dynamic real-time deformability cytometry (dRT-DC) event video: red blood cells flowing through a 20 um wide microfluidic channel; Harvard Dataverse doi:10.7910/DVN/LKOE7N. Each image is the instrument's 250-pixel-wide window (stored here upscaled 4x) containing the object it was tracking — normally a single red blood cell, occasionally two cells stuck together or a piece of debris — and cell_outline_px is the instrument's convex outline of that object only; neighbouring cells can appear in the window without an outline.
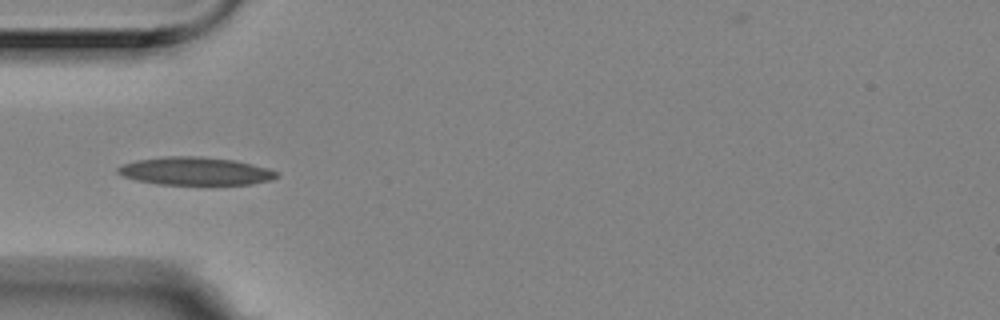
{"species": "Egyptian fruit bat (a non-hibernating species)", "species_latin": "Rousettus aegyptiacus", "temperature_condition": "room temperature", "stored_images_in_passage": 12, "camera_frame_rate_fps": 3000, "um_per_image_px": 0.085, "animal": {"sex": "female"}, "frame": {"image": 1, "passage_image": 2, "time_ms": 0.333, "image_size_px": [1000, 320], "cell_outline_px": [[280, 176], [272, 180], [252, 184], [156, 184], [136, 180], [124, 176], [116, 172], [116, 168], [120, 164], [136, 160], [160, 156], [200, 156], [232, 160], [252, 164], [268, 168], [280, 172]], "centroid_in_image_um": [16.59, 14.54], "position_along_channel_um": 68.4, "area_um2": 26.13}}
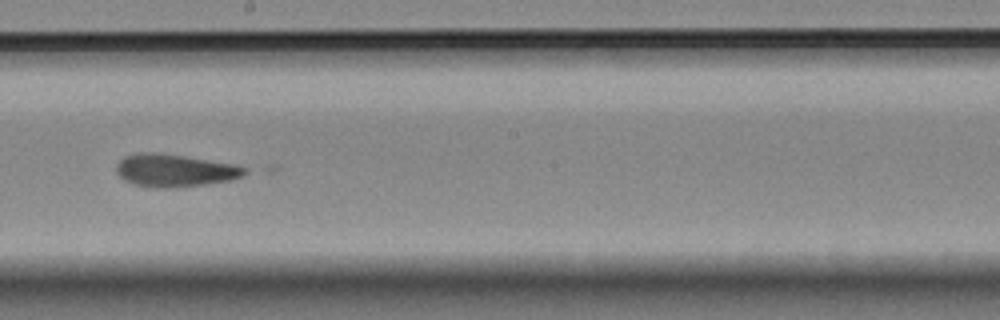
{"frame": {"image": 2, "passage_image": 6, "time_ms": 1.667, "image_size_px": [1000, 320], "cell_outline_px": [[248, 172], [244, 176], [228, 180], [204, 184], [168, 188], [152, 188], [132, 184], [124, 180], [116, 172], [116, 164], [124, 156], [140, 152], [160, 152], [232, 164], [248, 168]], "centroid_in_image_um": [14.81, 14.48], "position_along_channel_um": 233.4, "area_um2": 24.45}}
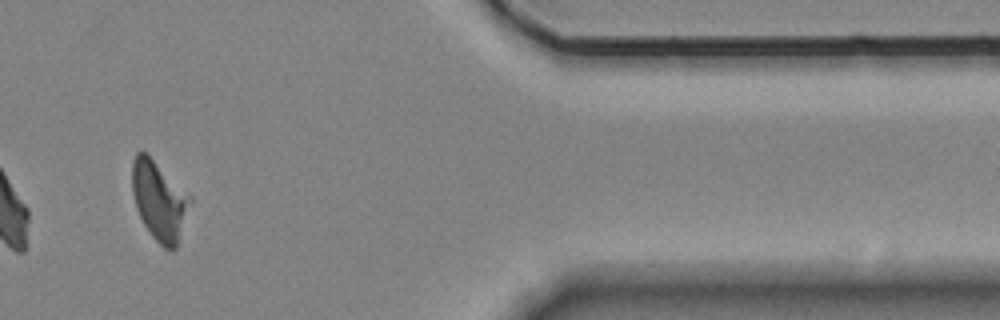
{"frame": {"image": 3, "passage_image": 10, "time_ms": 3.0, "image_size_px": [1000, 320], "cell_outline_px": [[192, 200], [176, 248], [172, 252], [164, 248], [152, 236], [144, 224], [136, 208], [132, 192], [132, 160], [136, 152], [144, 152], [192, 196]], "centroid_in_image_um": [13.54, 17.08], "position_along_channel_um": 397.9, "area_um2": 26.47}}